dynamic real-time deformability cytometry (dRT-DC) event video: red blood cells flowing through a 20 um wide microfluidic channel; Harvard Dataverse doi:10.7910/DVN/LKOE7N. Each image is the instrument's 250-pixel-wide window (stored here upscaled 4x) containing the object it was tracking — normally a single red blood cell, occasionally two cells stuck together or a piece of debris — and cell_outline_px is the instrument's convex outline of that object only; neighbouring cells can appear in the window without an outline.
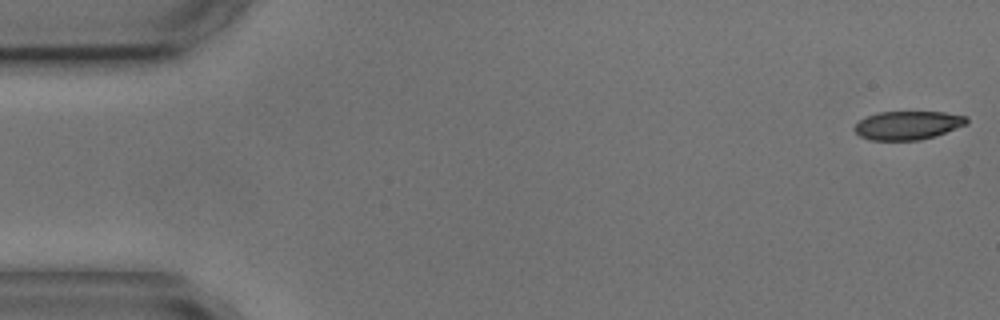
{"species": "common noctule bat (a hibernating species)", "species_latin": "Nyctalus noctula", "temperature_condition": "cold", "stored_images_in_passage": 5, "camera_frame_rate_fps": 3000, "um_per_image_px": 0.085, "animal": {"sex": "male", "body_mass_g": 17.9, "forearm_length_mm": 54.2}, "frame": {"image": 1, "passage_image": 1, "time_ms": 0.0, "image_size_px": [1000, 320], "cell_outline_px": [[968, 124], [936, 136], [920, 140], [872, 140], [860, 136], [852, 128], [860, 120], [868, 116], [880, 112], [944, 112], [968, 116]], "centroid_in_image_um": [77.2, 10.65], "position_along_channel_um": 7.8, "area_um2": 18.73}}